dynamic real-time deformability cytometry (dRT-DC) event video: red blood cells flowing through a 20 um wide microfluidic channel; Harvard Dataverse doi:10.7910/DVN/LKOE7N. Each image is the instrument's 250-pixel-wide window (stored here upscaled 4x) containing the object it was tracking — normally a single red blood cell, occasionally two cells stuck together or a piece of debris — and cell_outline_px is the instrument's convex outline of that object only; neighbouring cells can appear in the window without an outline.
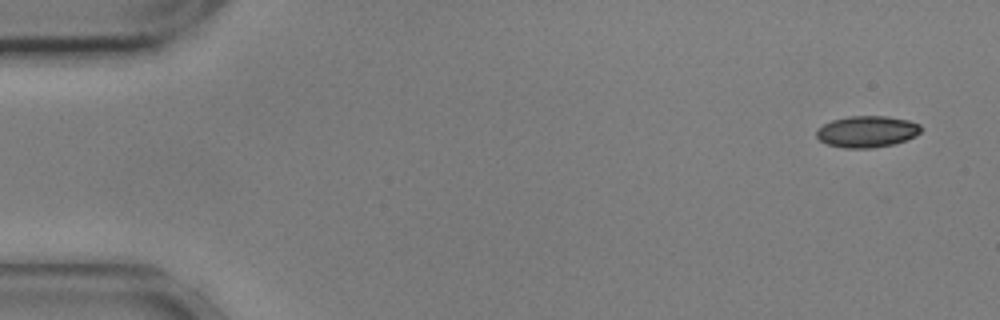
{"species": "common noctule bat (a hibernating species)", "species_latin": "Nyctalus noctula", "temperature_condition": "cold", "stored_images_in_passage": 53, "camera_frame_rate_fps": 3000, "um_per_image_px": 0.085, "animal": {"sex": "male", "body_mass_g": 17.9, "forearm_length_mm": 54.2}, "frame": {"image": 1, "passage_image": 1, "time_ms": 0.0, "image_size_px": [1000, 320], "cell_outline_px": [[920, 132], [916, 136], [892, 144], [872, 148], [844, 148], [828, 144], [820, 140], [816, 136], [816, 128], [832, 120], [848, 116], [888, 116], [908, 120], [920, 124]], "centroid_in_image_um": [73.67, 11.18], "position_along_channel_um": 11.3, "area_um2": 19.13}}
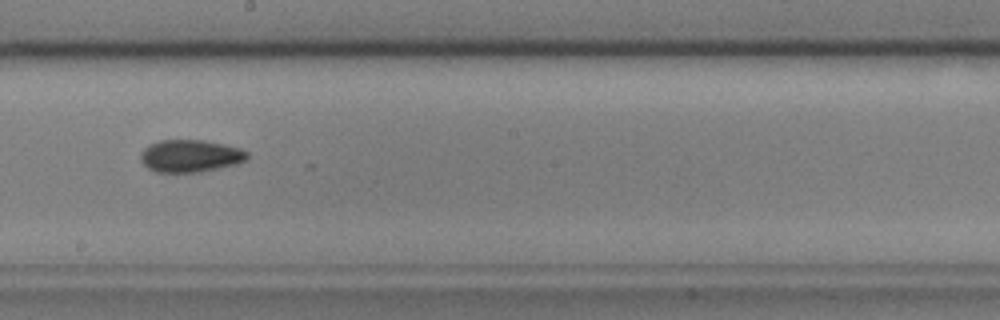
{"frame": {"image": 2, "passage_image": 29, "time_ms": 9.333, "image_size_px": [1000, 320], "cell_outline_px": [[248, 160], [236, 164], [200, 172], [156, 172], [148, 168], [140, 160], [140, 152], [148, 144], [160, 140], [204, 140], [224, 144], [240, 148], [248, 152]], "centroid_in_image_um": [16.17, 13.25], "position_along_channel_um": 232.0, "area_um2": 20.29}}
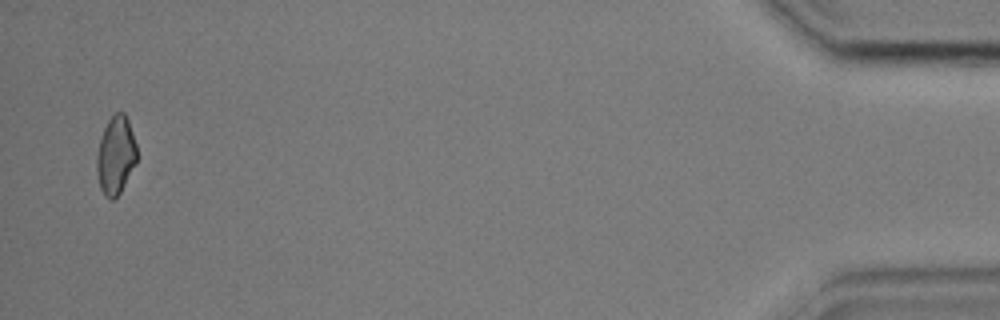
{"frame": {"image": 3, "passage_image": 52, "time_ms": 17.0, "image_size_px": [1000, 320], "cell_outline_px": [[136, 164], [120, 192], [112, 200], [104, 196], [100, 188], [96, 172], [96, 156], [100, 140], [104, 128], [108, 120], [116, 112], [124, 112], [128, 120], [136, 144]], "centroid_in_image_um": [9.82, 13.21], "position_along_channel_um": 425.4, "area_um2": 18.21}}